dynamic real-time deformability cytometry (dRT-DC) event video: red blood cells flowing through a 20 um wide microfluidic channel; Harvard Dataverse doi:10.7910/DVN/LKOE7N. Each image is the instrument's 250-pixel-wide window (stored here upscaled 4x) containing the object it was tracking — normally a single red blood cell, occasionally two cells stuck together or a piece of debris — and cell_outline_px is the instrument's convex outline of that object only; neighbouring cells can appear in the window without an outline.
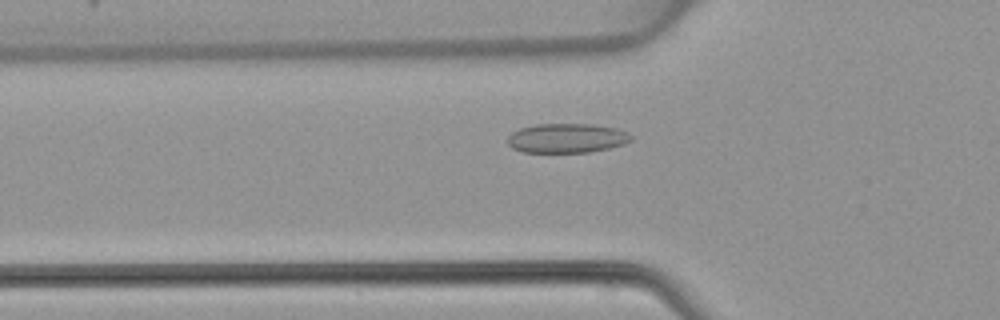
{"species": "common noctule bat (a hibernating species)", "species_latin": "Nyctalus noctula", "temperature_condition": "warm", "stored_images_in_passage": 34, "camera_frame_rate_fps": 3000, "um_per_image_px": 0.085, "animal": {"sex": "female", "body_mass_g": 22.7, "forearm_length_mm": 54.2}, "frame": {"image": 1, "passage_image": 6, "time_ms": 1.667, "image_size_px": [1000, 320], "cell_outline_px": [[632, 140], [624, 144], [608, 148], [588, 152], [524, 152], [512, 148], [508, 144], [508, 136], [512, 132], [520, 128], [536, 124], [588, 124], [616, 128], [628, 132], [632, 136]], "centroid_in_image_um": [48.17, 11.74], "position_along_channel_um": 77.6, "area_um2": 21.1}}
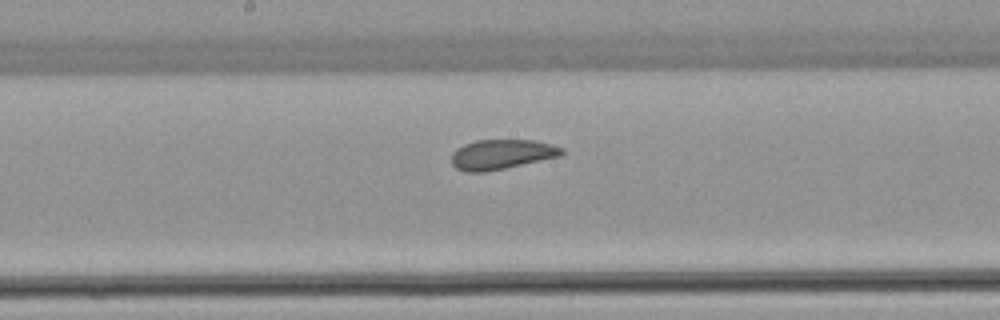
{"frame": {"image": 2, "passage_image": 15, "time_ms": 4.667, "image_size_px": [1000, 320], "cell_outline_px": [[564, 152], [560, 156], [504, 168], [484, 172], [468, 172], [456, 168], [452, 164], [452, 152], [456, 148], [464, 144], [476, 140], [536, 140], [552, 144], [564, 148]], "centroid_in_image_um": [42.63, 13.11], "position_along_channel_um": 205.6, "area_um2": 19.13}}
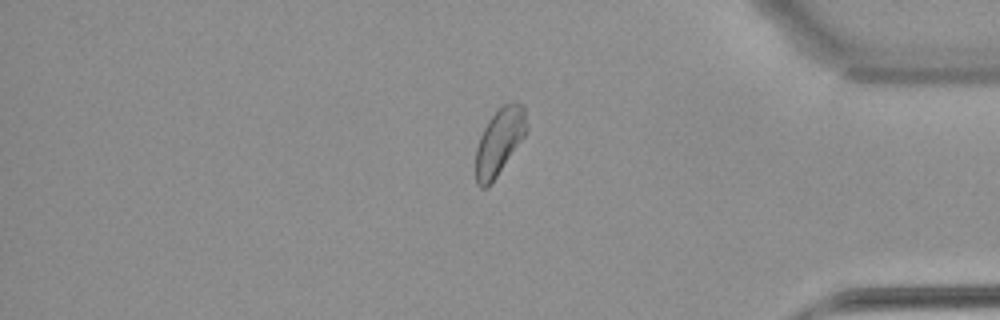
{"frame": {"image": 3, "passage_image": 30, "time_ms": 9.667, "image_size_px": [1000, 320], "cell_outline_px": [[528, 128], [524, 136], [488, 188], [480, 188], [476, 184], [476, 148], [480, 136], [488, 120], [504, 104], [512, 100], [524, 104], [528, 124]], "centroid_in_image_um": [42.46, 12.0], "position_along_channel_um": 392.7, "area_um2": 19.71}}